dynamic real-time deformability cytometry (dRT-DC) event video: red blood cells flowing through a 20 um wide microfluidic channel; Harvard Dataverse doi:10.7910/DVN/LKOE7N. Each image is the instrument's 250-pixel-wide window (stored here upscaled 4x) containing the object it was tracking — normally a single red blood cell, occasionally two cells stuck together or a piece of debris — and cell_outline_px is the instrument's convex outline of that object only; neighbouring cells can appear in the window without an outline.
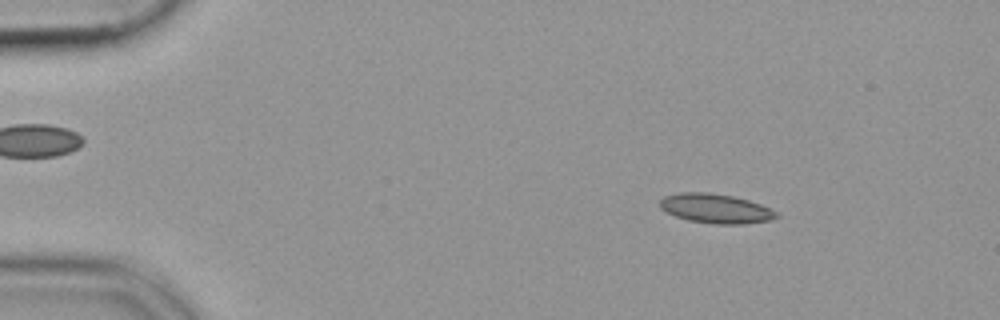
{"species": "common noctule bat (a hibernating species)", "species_latin": "Nyctalus noctula", "temperature_condition": "cold", "stored_images_in_passage": 53, "camera_frame_rate_fps": 3000, "um_per_image_px": 0.085, "animal": {"sex": "female", "body_mass_g": 19.9}, "frame": {"image": 1, "passage_image": 7, "time_ms": 2.0, "image_size_px": [1000, 320], "cell_outline_px": [[780, 216], [772, 220], [744, 224], [712, 224], [688, 220], [676, 216], [660, 208], [660, 200], [664, 196], [680, 192], [708, 192], [732, 196], [748, 200], [760, 204], [776, 212]], "centroid_in_image_um": [60.83, 17.73], "position_along_channel_um": 24.2, "area_um2": 19.94}}
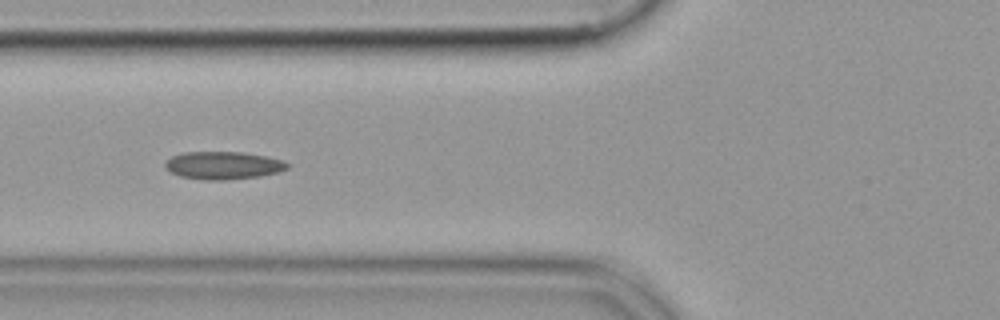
{"frame": {"image": 2, "passage_image": 20, "time_ms": 6.333, "image_size_px": [1000, 320], "cell_outline_px": [[292, 164], [288, 168], [280, 172], [260, 176], [224, 180], [204, 180], [180, 176], [164, 168], [164, 164], [172, 156], [184, 152], [244, 152], [284, 160]], "centroid_in_image_um": [19.01, 14.06], "position_along_channel_um": 106.8, "area_um2": 19.88}}
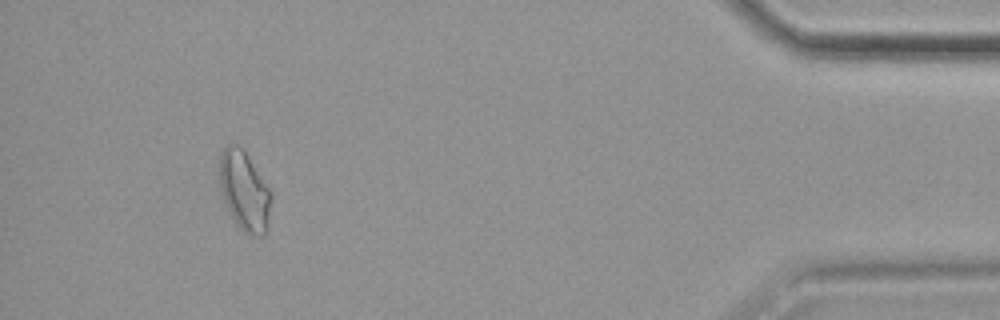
{"frame": {"image": 3, "passage_image": 49, "time_ms": 16.0, "image_size_px": [1000, 320], "cell_outline_px": [[272, 200], [264, 236], [256, 236], [244, 232], [236, 224], [224, 200], [220, 184], [220, 156], [224, 148], [228, 144], [240, 144], [244, 148], [268, 188], [272, 196]], "centroid_in_image_um": [20.78, 16.2], "position_along_channel_um": 414.4, "area_um2": 23.64}}